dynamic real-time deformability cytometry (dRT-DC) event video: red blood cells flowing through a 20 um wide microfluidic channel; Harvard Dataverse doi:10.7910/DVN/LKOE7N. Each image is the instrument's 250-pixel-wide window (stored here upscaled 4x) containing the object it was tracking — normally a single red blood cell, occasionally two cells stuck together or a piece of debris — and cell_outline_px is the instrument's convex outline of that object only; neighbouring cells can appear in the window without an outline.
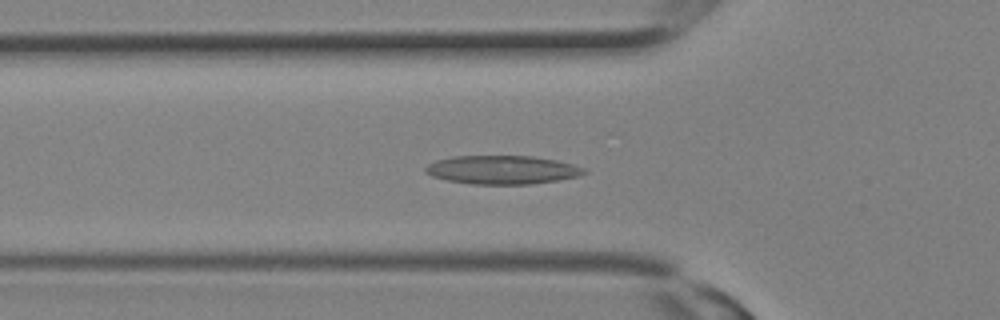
{"species": "Egyptian fruit bat (a non-hibernating species)", "species_latin": "Rousettus aegyptiacus", "temperature_condition": "room temperature", "stored_images_in_passage": 29, "camera_frame_rate_fps": 3000, "um_per_image_px": 0.085, "animal": {"sex": "female"}, "frame": {"image": 1, "passage_image": 10, "time_ms": 3.0, "image_size_px": [1000, 320], "cell_outline_px": [[588, 172], [580, 176], [560, 180], [532, 184], [472, 184], [448, 180], [432, 176], [424, 172], [424, 168], [428, 164], [436, 160], [452, 156], [532, 156], [556, 160], [572, 164], [584, 168]], "centroid_in_image_um": [42.7, 14.43], "position_along_channel_um": 83.1, "area_um2": 26.53}}
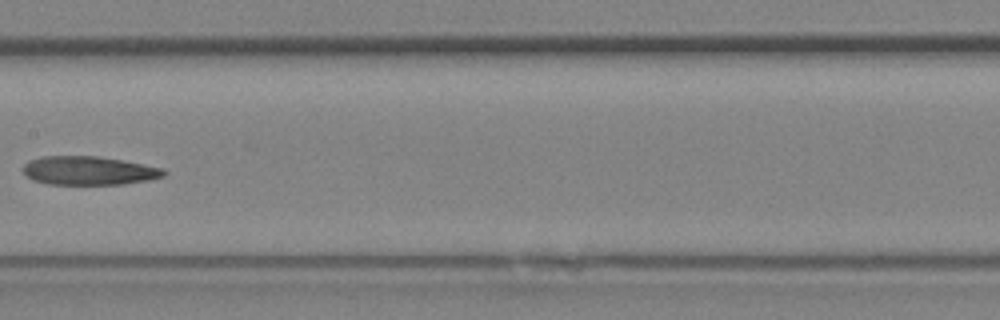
{"frame": {"image": 2, "passage_image": 15, "time_ms": 4.667, "image_size_px": [1000, 320], "cell_outline_px": [[168, 172], [164, 176], [148, 180], [124, 184], [48, 184], [32, 180], [24, 172], [24, 164], [28, 160], [44, 156], [96, 156], [120, 160], [164, 168]], "centroid_in_image_um": [7.56, 14.5], "position_along_channel_um": 199.8, "area_um2": 23.41}}
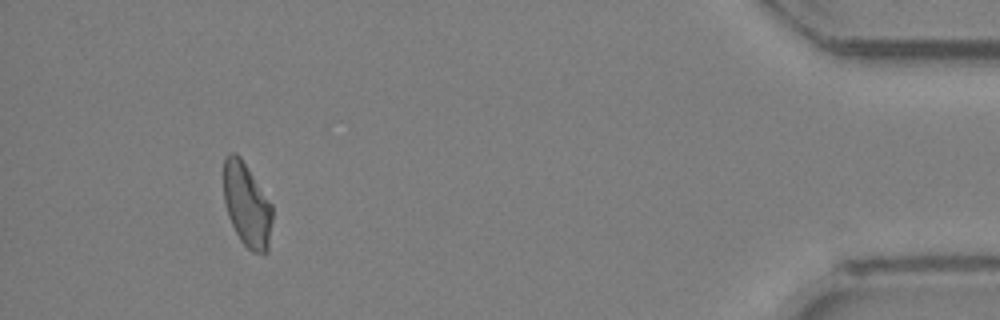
{"frame": {"image": 3, "passage_image": 27, "time_ms": 8.667, "image_size_px": [1000, 320], "cell_outline_px": [[272, 220], [268, 252], [264, 256], [252, 252], [240, 240], [228, 216], [224, 200], [224, 156], [228, 152], [236, 152], [240, 156], [272, 204]], "centroid_in_image_um": [20.99, 17.43], "position_along_channel_um": 414.2, "area_um2": 23.99}}